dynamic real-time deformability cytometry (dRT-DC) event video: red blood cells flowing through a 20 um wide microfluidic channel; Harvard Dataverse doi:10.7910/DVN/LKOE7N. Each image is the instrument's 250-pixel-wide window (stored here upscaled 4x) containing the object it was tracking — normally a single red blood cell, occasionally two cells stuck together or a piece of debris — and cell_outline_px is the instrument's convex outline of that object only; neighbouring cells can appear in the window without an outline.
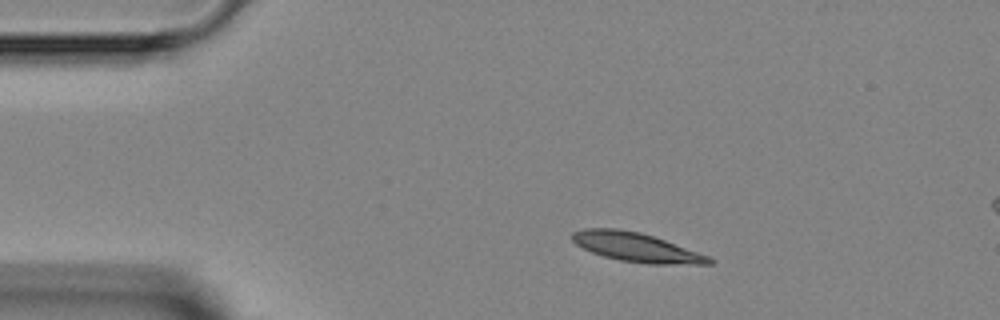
{"species": "Egyptian fruit bat (a non-hibernating species)", "species_latin": "Rousettus aegyptiacus", "temperature_condition": "room temperature", "stored_images_in_passage": 3, "camera_frame_rate_fps": 3000, "um_per_image_px": 0.085, "animal": {"sex": "female"}, "frame": {"image": 1, "passage_image": 1, "time_ms": 0.0, "image_size_px": [1000, 320], "cell_outline_px": [[716, 260], [712, 264], [648, 264], [620, 260], [604, 256], [592, 252], [576, 244], [572, 240], [572, 232], [584, 228], [616, 228], [640, 232], [664, 240], [708, 256]], "centroid_in_image_um": [54.07, 21.02], "position_along_channel_um": 30.9, "area_um2": 22.95}}